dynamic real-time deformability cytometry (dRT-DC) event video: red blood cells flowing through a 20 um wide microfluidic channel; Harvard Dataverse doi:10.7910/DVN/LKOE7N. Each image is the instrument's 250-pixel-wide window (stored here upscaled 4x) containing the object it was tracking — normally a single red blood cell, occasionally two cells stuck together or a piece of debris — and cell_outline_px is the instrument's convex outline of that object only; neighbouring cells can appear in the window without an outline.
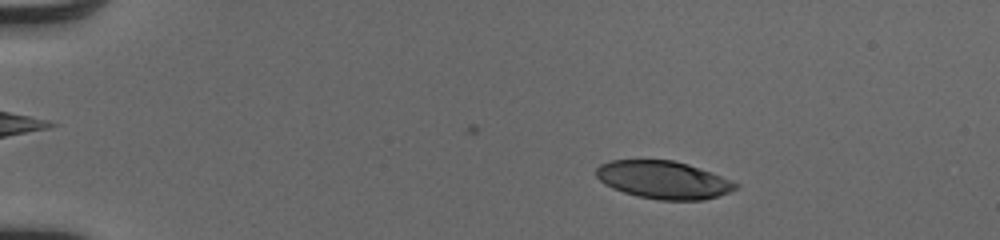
{"species": "human", "species_latin": "Homo sapiens", "temperature_condition": "cold", "stored_images_in_passage": 48, "camera_frame_rate_fps": 3000, "um_per_image_px": 0.085, "donor": {"sex": "male"}, "frame": {"image": 1, "passage_image": 6, "time_ms": 1.667, "image_size_px": [1000, 240], "cell_outline_px": [[740, 184], [736, 188], [728, 192], [704, 200], [660, 200], [636, 196], [612, 188], [604, 184], [596, 176], [596, 168], [600, 164], [612, 160], [672, 160], [688, 164], [712, 172], [732, 180]], "centroid_in_image_um": [56.39, 15.29], "position_along_channel_um": 28.6, "area_um2": 30.69}}
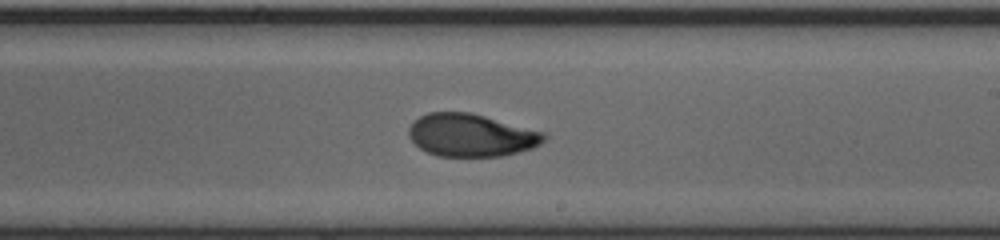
{"frame": {"image": 2, "passage_image": 29, "time_ms": 9.333, "image_size_px": [1000, 240], "cell_outline_px": [[548, 136], [540, 144], [532, 148], [500, 156], [436, 156], [420, 148], [408, 136], [408, 128], [420, 116], [428, 112], [472, 112], [544, 132]], "centroid_in_image_um": [40.05, 11.48], "position_along_channel_um": 249.0, "area_um2": 33.58}}
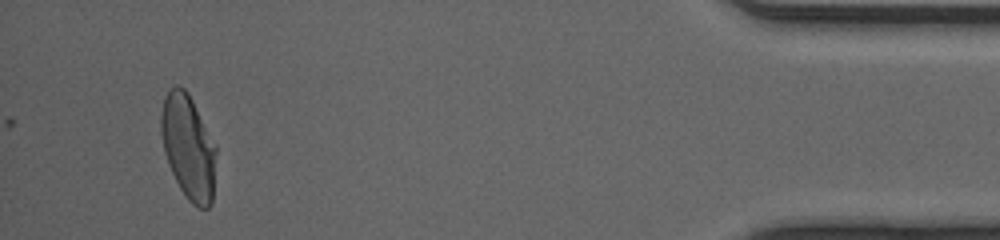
{"frame": {"image": 3, "passage_image": 46, "time_ms": 15.0, "image_size_px": [1000, 240], "cell_outline_px": [[216, 152], [212, 204], [208, 208], [196, 208], [188, 200], [180, 188], [168, 164], [164, 152], [160, 132], [160, 116], [164, 96], [176, 84], [180, 84], [188, 92], [216, 148]], "centroid_in_image_um": [15.98, 12.5], "position_along_channel_um": 419.2, "area_um2": 33.41}, "authors_computed_cell_mechanics": {"area_um2": 33.4662, "velocity_mm_per_s": 4.0859, "shape_relaxation_time_tau1_ms": 4.999, "shape_relaxation_time_tau2_ms": 1.1664, "deformation_change_tau1": 0.1938, "deformation_change_tau2": 0.0557}}